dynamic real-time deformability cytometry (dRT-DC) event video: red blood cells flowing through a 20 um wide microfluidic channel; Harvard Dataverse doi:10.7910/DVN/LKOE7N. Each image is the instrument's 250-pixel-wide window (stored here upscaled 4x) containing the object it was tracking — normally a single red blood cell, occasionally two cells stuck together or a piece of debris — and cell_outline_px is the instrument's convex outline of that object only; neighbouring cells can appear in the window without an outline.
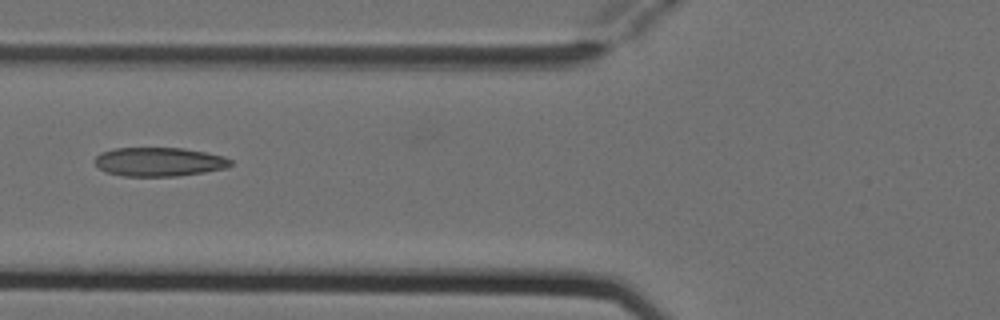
{"species": "Egyptian fruit bat (a non-hibernating species)", "species_latin": "Rousettus aegyptiacus", "temperature_condition": "cold", "stored_images_in_passage": 4, "camera_frame_rate_fps": 3000, "um_per_image_px": 0.085, "animal": {"sex": "female"}, "frame": {"image": 1, "passage_image": 3, "time_ms": 0.667, "image_size_px": [1000, 320], "cell_outline_px": [[232, 164], [228, 168], [204, 172], [176, 176], [124, 176], [108, 172], [100, 168], [92, 160], [96, 156], [104, 152], [116, 148], [180, 148], [204, 152], [224, 156], [232, 160]], "centroid_in_image_um": [13.55, 13.76], "position_along_channel_um": 112.2, "area_um2": 22.72}}
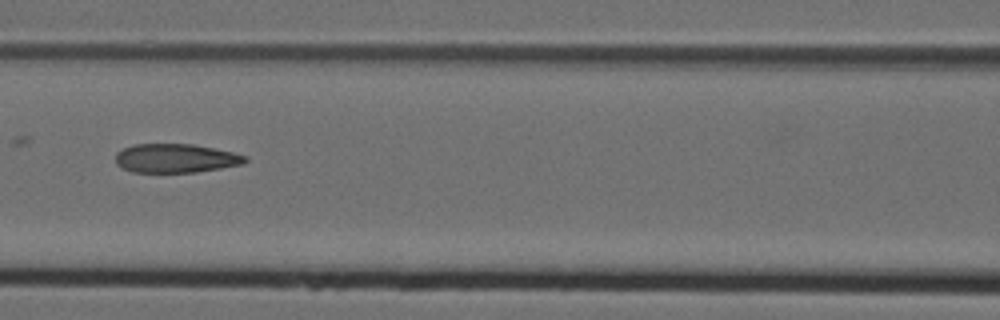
{"frame": {"image": 2, "passage_image": 4, "time_ms": 1.0, "image_size_px": [1000, 320], "cell_outline_px": [[248, 160], [244, 164], [196, 172], [132, 172], [116, 164], [116, 152], [132, 144], [192, 144], [232, 152], [248, 156]], "centroid_in_image_um": [14.94, 13.45], "position_along_channel_um": 151.7, "area_um2": 21.79}}